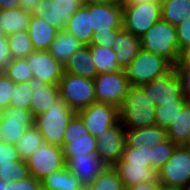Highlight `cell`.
<instances>
[{
  "label": "cell",
  "instance_id": "cell-59",
  "mask_svg": "<svg viewBox=\"0 0 190 190\" xmlns=\"http://www.w3.org/2000/svg\"><path fill=\"white\" fill-rule=\"evenodd\" d=\"M187 102L189 103V105H190V97L189 98H187Z\"/></svg>",
  "mask_w": 190,
  "mask_h": 190
},
{
  "label": "cell",
  "instance_id": "cell-26",
  "mask_svg": "<svg viewBox=\"0 0 190 190\" xmlns=\"http://www.w3.org/2000/svg\"><path fill=\"white\" fill-rule=\"evenodd\" d=\"M32 13L20 8L0 11V30L4 36L27 31Z\"/></svg>",
  "mask_w": 190,
  "mask_h": 190
},
{
  "label": "cell",
  "instance_id": "cell-9",
  "mask_svg": "<svg viewBox=\"0 0 190 190\" xmlns=\"http://www.w3.org/2000/svg\"><path fill=\"white\" fill-rule=\"evenodd\" d=\"M97 103L110 104L119 108L129 88L125 70L98 74L94 79Z\"/></svg>",
  "mask_w": 190,
  "mask_h": 190
},
{
  "label": "cell",
  "instance_id": "cell-18",
  "mask_svg": "<svg viewBox=\"0 0 190 190\" xmlns=\"http://www.w3.org/2000/svg\"><path fill=\"white\" fill-rule=\"evenodd\" d=\"M91 28L94 33L120 30L122 28V6L91 3Z\"/></svg>",
  "mask_w": 190,
  "mask_h": 190
},
{
  "label": "cell",
  "instance_id": "cell-45",
  "mask_svg": "<svg viewBox=\"0 0 190 190\" xmlns=\"http://www.w3.org/2000/svg\"><path fill=\"white\" fill-rule=\"evenodd\" d=\"M179 51L190 45V16L176 26Z\"/></svg>",
  "mask_w": 190,
  "mask_h": 190
},
{
  "label": "cell",
  "instance_id": "cell-58",
  "mask_svg": "<svg viewBox=\"0 0 190 190\" xmlns=\"http://www.w3.org/2000/svg\"><path fill=\"white\" fill-rule=\"evenodd\" d=\"M3 110L0 108V118L2 117Z\"/></svg>",
  "mask_w": 190,
  "mask_h": 190
},
{
  "label": "cell",
  "instance_id": "cell-12",
  "mask_svg": "<svg viewBox=\"0 0 190 190\" xmlns=\"http://www.w3.org/2000/svg\"><path fill=\"white\" fill-rule=\"evenodd\" d=\"M26 164L30 175L42 180L50 173L65 167L62 148L44 143L27 158Z\"/></svg>",
  "mask_w": 190,
  "mask_h": 190
},
{
  "label": "cell",
  "instance_id": "cell-28",
  "mask_svg": "<svg viewBox=\"0 0 190 190\" xmlns=\"http://www.w3.org/2000/svg\"><path fill=\"white\" fill-rule=\"evenodd\" d=\"M41 184L50 190H81L84 185L66 167L47 175L41 180Z\"/></svg>",
  "mask_w": 190,
  "mask_h": 190
},
{
  "label": "cell",
  "instance_id": "cell-30",
  "mask_svg": "<svg viewBox=\"0 0 190 190\" xmlns=\"http://www.w3.org/2000/svg\"><path fill=\"white\" fill-rule=\"evenodd\" d=\"M190 130V105L187 102L167 127V138L177 146L183 145Z\"/></svg>",
  "mask_w": 190,
  "mask_h": 190
},
{
  "label": "cell",
  "instance_id": "cell-52",
  "mask_svg": "<svg viewBox=\"0 0 190 190\" xmlns=\"http://www.w3.org/2000/svg\"><path fill=\"white\" fill-rule=\"evenodd\" d=\"M85 3H92L96 5H116L120 4V0H85Z\"/></svg>",
  "mask_w": 190,
  "mask_h": 190
},
{
  "label": "cell",
  "instance_id": "cell-8",
  "mask_svg": "<svg viewBox=\"0 0 190 190\" xmlns=\"http://www.w3.org/2000/svg\"><path fill=\"white\" fill-rule=\"evenodd\" d=\"M140 87L145 91L149 99L153 101L155 107L163 104H175V102H187L181 79L175 69L167 75Z\"/></svg>",
  "mask_w": 190,
  "mask_h": 190
},
{
  "label": "cell",
  "instance_id": "cell-42",
  "mask_svg": "<svg viewBox=\"0 0 190 190\" xmlns=\"http://www.w3.org/2000/svg\"><path fill=\"white\" fill-rule=\"evenodd\" d=\"M20 160L15 145L0 142V166L14 165V161Z\"/></svg>",
  "mask_w": 190,
  "mask_h": 190
},
{
  "label": "cell",
  "instance_id": "cell-31",
  "mask_svg": "<svg viewBox=\"0 0 190 190\" xmlns=\"http://www.w3.org/2000/svg\"><path fill=\"white\" fill-rule=\"evenodd\" d=\"M44 143L42 134L32 125L16 141L15 146L20 159L26 161Z\"/></svg>",
  "mask_w": 190,
  "mask_h": 190
},
{
  "label": "cell",
  "instance_id": "cell-56",
  "mask_svg": "<svg viewBox=\"0 0 190 190\" xmlns=\"http://www.w3.org/2000/svg\"><path fill=\"white\" fill-rule=\"evenodd\" d=\"M37 190H50V189L45 187L43 184H40Z\"/></svg>",
  "mask_w": 190,
  "mask_h": 190
},
{
  "label": "cell",
  "instance_id": "cell-24",
  "mask_svg": "<svg viewBox=\"0 0 190 190\" xmlns=\"http://www.w3.org/2000/svg\"><path fill=\"white\" fill-rule=\"evenodd\" d=\"M64 72L94 79L98 73L91 56L90 45H83L64 65Z\"/></svg>",
  "mask_w": 190,
  "mask_h": 190
},
{
  "label": "cell",
  "instance_id": "cell-36",
  "mask_svg": "<svg viewBox=\"0 0 190 190\" xmlns=\"http://www.w3.org/2000/svg\"><path fill=\"white\" fill-rule=\"evenodd\" d=\"M3 73L15 84L29 82L33 78V71L27 63V58L12 59Z\"/></svg>",
  "mask_w": 190,
  "mask_h": 190
},
{
  "label": "cell",
  "instance_id": "cell-51",
  "mask_svg": "<svg viewBox=\"0 0 190 190\" xmlns=\"http://www.w3.org/2000/svg\"><path fill=\"white\" fill-rule=\"evenodd\" d=\"M39 0H20V7L23 10L33 13Z\"/></svg>",
  "mask_w": 190,
  "mask_h": 190
},
{
  "label": "cell",
  "instance_id": "cell-44",
  "mask_svg": "<svg viewBox=\"0 0 190 190\" xmlns=\"http://www.w3.org/2000/svg\"><path fill=\"white\" fill-rule=\"evenodd\" d=\"M40 184L41 180L30 175L23 180L8 182L6 190H37Z\"/></svg>",
  "mask_w": 190,
  "mask_h": 190
},
{
  "label": "cell",
  "instance_id": "cell-57",
  "mask_svg": "<svg viewBox=\"0 0 190 190\" xmlns=\"http://www.w3.org/2000/svg\"><path fill=\"white\" fill-rule=\"evenodd\" d=\"M184 190H190V183L186 186Z\"/></svg>",
  "mask_w": 190,
  "mask_h": 190
},
{
  "label": "cell",
  "instance_id": "cell-47",
  "mask_svg": "<svg viewBox=\"0 0 190 190\" xmlns=\"http://www.w3.org/2000/svg\"><path fill=\"white\" fill-rule=\"evenodd\" d=\"M177 74L179 75L184 95L190 97V67H174Z\"/></svg>",
  "mask_w": 190,
  "mask_h": 190
},
{
  "label": "cell",
  "instance_id": "cell-48",
  "mask_svg": "<svg viewBox=\"0 0 190 190\" xmlns=\"http://www.w3.org/2000/svg\"><path fill=\"white\" fill-rule=\"evenodd\" d=\"M163 187L159 181L155 182H146L138 183L129 187H126L125 190H161Z\"/></svg>",
  "mask_w": 190,
  "mask_h": 190
},
{
  "label": "cell",
  "instance_id": "cell-27",
  "mask_svg": "<svg viewBox=\"0 0 190 190\" xmlns=\"http://www.w3.org/2000/svg\"><path fill=\"white\" fill-rule=\"evenodd\" d=\"M82 46L73 35L62 29L58 31L48 51L53 58L65 65L69 58Z\"/></svg>",
  "mask_w": 190,
  "mask_h": 190
},
{
  "label": "cell",
  "instance_id": "cell-3",
  "mask_svg": "<svg viewBox=\"0 0 190 190\" xmlns=\"http://www.w3.org/2000/svg\"><path fill=\"white\" fill-rule=\"evenodd\" d=\"M142 50L164 57L173 66L179 59V43L176 27L162 18L140 38Z\"/></svg>",
  "mask_w": 190,
  "mask_h": 190
},
{
  "label": "cell",
  "instance_id": "cell-32",
  "mask_svg": "<svg viewBox=\"0 0 190 190\" xmlns=\"http://www.w3.org/2000/svg\"><path fill=\"white\" fill-rule=\"evenodd\" d=\"M90 51L98 74L122 70L117 64L114 49L90 46Z\"/></svg>",
  "mask_w": 190,
  "mask_h": 190
},
{
  "label": "cell",
  "instance_id": "cell-40",
  "mask_svg": "<svg viewBox=\"0 0 190 190\" xmlns=\"http://www.w3.org/2000/svg\"><path fill=\"white\" fill-rule=\"evenodd\" d=\"M32 94L33 91L28 86V82L16 83L14 86L13 94L11 95L10 107L30 110Z\"/></svg>",
  "mask_w": 190,
  "mask_h": 190
},
{
  "label": "cell",
  "instance_id": "cell-16",
  "mask_svg": "<svg viewBox=\"0 0 190 190\" xmlns=\"http://www.w3.org/2000/svg\"><path fill=\"white\" fill-rule=\"evenodd\" d=\"M27 63L33 71V77L46 84L58 85L64 74V65L57 61L48 50H35L27 57Z\"/></svg>",
  "mask_w": 190,
  "mask_h": 190
},
{
  "label": "cell",
  "instance_id": "cell-29",
  "mask_svg": "<svg viewBox=\"0 0 190 190\" xmlns=\"http://www.w3.org/2000/svg\"><path fill=\"white\" fill-rule=\"evenodd\" d=\"M161 18L177 26L190 16V0H160Z\"/></svg>",
  "mask_w": 190,
  "mask_h": 190
},
{
  "label": "cell",
  "instance_id": "cell-41",
  "mask_svg": "<svg viewBox=\"0 0 190 190\" xmlns=\"http://www.w3.org/2000/svg\"><path fill=\"white\" fill-rule=\"evenodd\" d=\"M15 83L3 72H0V108L2 110L10 107L11 95Z\"/></svg>",
  "mask_w": 190,
  "mask_h": 190
},
{
  "label": "cell",
  "instance_id": "cell-35",
  "mask_svg": "<svg viewBox=\"0 0 190 190\" xmlns=\"http://www.w3.org/2000/svg\"><path fill=\"white\" fill-rule=\"evenodd\" d=\"M176 146V144L167 138L163 142L151 147L150 167L158 173L172 156Z\"/></svg>",
  "mask_w": 190,
  "mask_h": 190
},
{
  "label": "cell",
  "instance_id": "cell-55",
  "mask_svg": "<svg viewBox=\"0 0 190 190\" xmlns=\"http://www.w3.org/2000/svg\"><path fill=\"white\" fill-rule=\"evenodd\" d=\"M8 183L5 182L2 178H0V190H6V185Z\"/></svg>",
  "mask_w": 190,
  "mask_h": 190
},
{
  "label": "cell",
  "instance_id": "cell-21",
  "mask_svg": "<svg viewBox=\"0 0 190 190\" xmlns=\"http://www.w3.org/2000/svg\"><path fill=\"white\" fill-rule=\"evenodd\" d=\"M114 51L117 64L125 70L142 50L140 38L125 30L123 27L117 32Z\"/></svg>",
  "mask_w": 190,
  "mask_h": 190
},
{
  "label": "cell",
  "instance_id": "cell-53",
  "mask_svg": "<svg viewBox=\"0 0 190 190\" xmlns=\"http://www.w3.org/2000/svg\"><path fill=\"white\" fill-rule=\"evenodd\" d=\"M147 1H150V0H120V5L122 7H125V6H130V5H134L137 3H143V2H147Z\"/></svg>",
  "mask_w": 190,
  "mask_h": 190
},
{
  "label": "cell",
  "instance_id": "cell-11",
  "mask_svg": "<svg viewBox=\"0 0 190 190\" xmlns=\"http://www.w3.org/2000/svg\"><path fill=\"white\" fill-rule=\"evenodd\" d=\"M96 147V154L106 167H113L121 159L125 147V127L120 120L98 136Z\"/></svg>",
  "mask_w": 190,
  "mask_h": 190
},
{
  "label": "cell",
  "instance_id": "cell-15",
  "mask_svg": "<svg viewBox=\"0 0 190 190\" xmlns=\"http://www.w3.org/2000/svg\"><path fill=\"white\" fill-rule=\"evenodd\" d=\"M33 122L30 110L14 107L4 109L0 118V142L15 145Z\"/></svg>",
  "mask_w": 190,
  "mask_h": 190
},
{
  "label": "cell",
  "instance_id": "cell-22",
  "mask_svg": "<svg viewBox=\"0 0 190 190\" xmlns=\"http://www.w3.org/2000/svg\"><path fill=\"white\" fill-rule=\"evenodd\" d=\"M113 168L117 171L124 188L138 183L158 181V173L146 165L126 163L120 159Z\"/></svg>",
  "mask_w": 190,
  "mask_h": 190
},
{
  "label": "cell",
  "instance_id": "cell-50",
  "mask_svg": "<svg viewBox=\"0 0 190 190\" xmlns=\"http://www.w3.org/2000/svg\"><path fill=\"white\" fill-rule=\"evenodd\" d=\"M20 8V0H0V11Z\"/></svg>",
  "mask_w": 190,
  "mask_h": 190
},
{
  "label": "cell",
  "instance_id": "cell-49",
  "mask_svg": "<svg viewBox=\"0 0 190 190\" xmlns=\"http://www.w3.org/2000/svg\"><path fill=\"white\" fill-rule=\"evenodd\" d=\"M174 67H190V45L182 49Z\"/></svg>",
  "mask_w": 190,
  "mask_h": 190
},
{
  "label": "cell",
  "instance_id": "cell-38",
  "mask_svg": "<svg viewBox=\"0 0 190 190\" xmlns=\"http://www.w3.org/2000/svg\"><path fill=\"white\" fill-rule=\"evenodd\" d=\"M187 102H175V104H163L155 107L156 125L167 129L172 120L182 110Z\"/></svg>",
  "mask_w": 190,
  "mask_h": 190
},
{
  "label": "cell",
  "instance_id": "cell-43",
  "mask_svg": "<svg viewBox=\"0 0 190 190\" xmlns=\"http://www.w3.org/2000/svg\"><path fill=\"white\" fill-rule=\"evenodd\" d=\"M118 31L119 30H110L109 32L94 33L90 46H101L113 49Z\"/></svg>",
  "mask_w": 190,
  "mask_h": 190
},
{
  "label": "cell",
  "instance_id": "cell-37",
  "mask_svg": "<svg viewBox=\"0 0 190 190\" xmlns=\"http://www.w3.org/2000/svg\"><path fill=\"white\" fill-rule=\"evenodd\" d=\"M121 159L126 163L150 167L151 147L145 144L138 147H124Z\"/></svg>",
  "mask_w": 190,
  "mask_h": 190
},
{
  "label": "cell",
  "instance_id": "cell-2",
  "mask_svg": "<svg viewBox=\"0 0 190 190\" xmlns=\"http://www.w3.org/2000/svg\"><path fill=\"white\" fill-rule=\"evenodd\" d=\"M75 114L59 95L43 114L34 118L33 125L42 134L45 143L62 148L66 126Z\"/></svg>",
  "mask_w": 190,
  "mask_h": 190
},
{
  "label": "cell",
  "instance_id": "cell-6",
  "mask_svg": "<svg viewBox=\"0 0 190 190\" xmlns=\"http://www.w3.org/2000/svg\"><path fill=\"white\" fill-rule=\"evenodd\" d=\"M159 19H161L160 0L122 7V27L139 38Z\"/></svg>",
  "mask_w": 190,
  "mask_h": 190
},
{
  "label": "cell",
  "instance_id": "cell-54",
  "mask_svg": "<svg viewBox=\"0 0 190 190\" xmlns=\"http://www.w3.org/2000/svg\"><path fill=\"white\" fill-rule=\"evenodd\" d=\"M182 146L190 148V130L188 131L187 138Z\"/></svg>",
  "mask_w": 190,
  "mask_h": 190
},
{
  "label": "cell",
  "instance_id": "cell-10",
  "mask_svg": "<svg viewBox=\"0 0 190 190\" xmlns=\"http://www.w3.org/2000/svg\"><path fill=\"white\" fill-rule=\"evenodd\" d=\"M97 138L89 134L83 120L76 113L66 126L62 152L64 159L81 156L87 153H96Z\"/></svg>",
  "mask_w": 190,
  "mask_h": 190
},
{
  "label": "cell",
  "instance_id": "cell-5",
  "mask_svg": "<svg viewBox=\"0 0 190 190\" xmlns=\"http://www.w3.org/2000/svg\"><path fill=\"white\" fill-rule=\"evenodd\" d=\"M58 88L60 97L76 113L96 102L93 79L64 72Z\"/></svg>",
  "mask_w": 190,
  "mask_h": 190
},
{
  "label": "cell",
  "instance_id": "cell-33",
  "mask_svg": "<svg viewBox=\"0 0 190 190\" xmlns=\"http://www.w3.org/2000/svg\"><path fill=\"white\" fill-rule=\"evenodd\" d=\"M7 40L12 59L27 58L35 51L27 31L11 34Z\"/></svg>",
  "mask_w": 190,
  "mask_h": 190
},
{
  "label": "cell",
  "instance_id": "cell-14",
  "mask_svg": "<svg viewBox=\"0 0 190 190\" xmlns=\"http://www.w3.org/2000/svg\"><path fill=\"white\" fill-rule=\"evenodd\" d=\"M88 129L89 134L98 136L119 120V108L104 103H93L83 110L77 112Z\"/></svg>",
  "mask_w": 190,
  "mask_h": 190
},
{
  "label": "cell",
  "instance_id": "cell-17",
  "mask_svg": "<svg viewBox=\"0 0 190 190\" xmlns=\"http://www.w3.org/2000/svg\"><path fill=\"white\" fill-rule=\"evenodd\" d=\"M65 167L84 185H91L106 167L96 153H87L65 159Z\"/></svg>",
  "mask_w": 190,
  "mask_h": 190
},
{
  "label": "cell",
  "instance_id": "cell-7",
  "mask_svg": "<svg viewBox=\"0 0 190 190\" xmlns=\"http://www.w3.org/2000/svg\"><path fill=\"white\" fill-rule=\"evenodd\" d=\"M163 188L184 190L190 183V148L176 146L172 156L158 172Z\"/></svg>",
  "mask_w": 190,
  "mask_h": 190
},
{
  "label": "cell",
  "instance_id": "cell-4",
  "mask_svg": "<svg viewBox=\"0 0 190 190\" xmlns=\"http://www.w3.org/2000/svg\"><path fill=\"white\" fill-rule=\"evenodd\" d=\"M174 66L164 57L141 50L125 69L130 86H142L170 73Z\"/></svg>",
  "mask_w": 190,
  "mask_h": 190
},
{
  "label": "cell",
  "instance_id": "cell-13",
  "mask_svg": "<svg viewBox=\"0 0 190 190\" xmlns=\"http://www.w3.org/2000/svg\"><path fill=\"white\" fill-rule=\"evenodd\" d=\"M84 3L85 0H39L32 15L42 17L46 23L60 31Z\"/></svg>",
  "mask_w": 190,
  "mask_h": 190
},
{
  "label": "cell",
  "instance_id": "cell-1",
  "mask_svg": "<svg viewBox=\"0 0 190 190\" xmlns=\"http://www.w3.org/2000/svg\"><path fill=\"white\" fill-rule=\"evenodd\" d=\"M119 118L125 128L142 129L156 125L155 106L140 86H129L119 107Z\"/></svg>",
  "mask_w": 190,
  "mask_h": 190
},
{
  "label": "cell",
  "instance_id": "cell-19",
  "mask_svg": "<svg viewBox=\"0 0 190 190\" xmlns=\"http://www.w3.org/2000/svg\"><path fill=\"white\" fill-rule=\"evenodd\" d=\"M28 86L33 91L30 113L35 118L43 114L52 105V101L59 96V88L58 85L46 84L36 77H33L28 82Z\"/></svg>",
  "mask_w": 190,
  "mask_h": 190
},
{
  "label": "cell",
  "instance_id": "cell-34",
  "mask_svg": "<svg viewBox=\"0 0 190 190\" xmlns=\"http://www.w3.org/2000/svg\"><path fill=\"white\" fill-rule=\"evenodd\" d=\"M87 190H125L123 183L113 167H105Z\"/></svg>",
  "mask_w": 190,
  "mask_h": 190
},
{
  "label": "cell",
  "instance_id": "cell-20",
  "mask_svg": "<svg viewBox=\"0 0 190 190\" xmlns=\"http://www.w3.org/2000/svg\"><path fill=\"white\" fill-rule=\"evenodd\" d=\"M64 30L82 45H90L94 31L91 28V3H84L67 21Z\"/></svg>",
  "mask_w": 190,
  "mask_h": 190
},
{
  "label": "cell",
  "instance_id": "cell-46",
  "mask_svg": "<svg viewBox=\"0 0 190 190\" xmlns=\"http://www.w3.org/2000/svg\"><path fill=\"white\" fill-rule=\"evenodd\" d=\"M11 60L7 36L2 35L0 36V72H4Z\"/></svg>",
  "mask_w": 190,
  "mask_h": 190
},
{
  "label": "cell",
  "instance_id": "cell-39",
  "mask_svg": "<svg viewBox=\"0 0 190 190\" xmlns=\"http://www.w3.org/2000/svg\"><path fill=\"white\" fill-rule=\"evenodd\" d=\"M30 176L28 165L24 160L14 161V165L0 166V178L5 182L23 180Z\"/></svg>",
  "mask_w": 190,
  "mask_h": 190
},
{
  "label": "cell",
  "instance_id": "cell-23",
  "mask_svg": "<svg viewBox=\"0 0 190 190\" xmlns=\"http://www.w3.org/2000/svg\"><path fill=\"white\" fill-rule=\"evenodd\" d=\"M167 139L165 128L152 125L142 129L125 128V147L155 146Z\"/></svg>",
  "mask_w": 190,
  "mask_h": 190
},
{
  "label": "cell",
  "instance_id": "cell-25",
  "mask_svg": "<svg viewBox=\"0 0 190 190\" xmlns=\"http://www.w3.org/2000/svg\"><path fill=\"white\" fill-rule=\"evenodd\" d=\"M34 50H48L56 38L58 30L46 23L42 17L32 16L27 30Z\"/></svg>",
  "mask_w": 190,
  "mask_h": 190
}]
</instances>
